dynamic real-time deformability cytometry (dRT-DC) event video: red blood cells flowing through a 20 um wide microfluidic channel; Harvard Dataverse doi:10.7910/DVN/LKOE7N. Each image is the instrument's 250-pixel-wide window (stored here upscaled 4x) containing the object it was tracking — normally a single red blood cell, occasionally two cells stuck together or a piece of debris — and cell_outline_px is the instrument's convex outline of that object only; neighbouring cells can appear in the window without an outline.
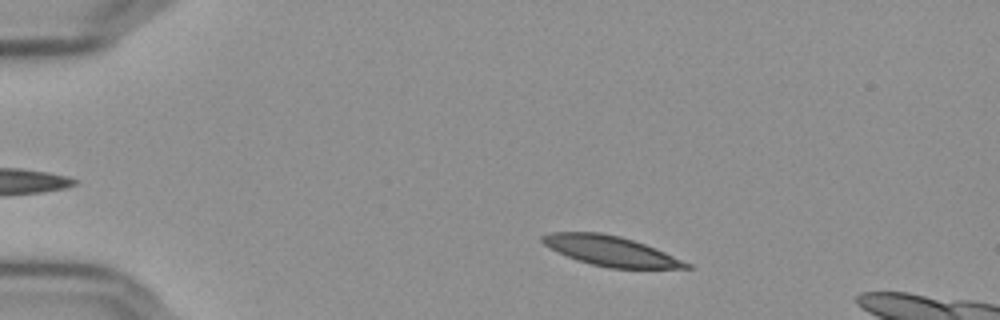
{"species": "Egyptian fruit bat (a non-hibernating species)", "species_latin": "Rousettus aegyptiacus", "temperature_condition": "cold", "stored_images_in_passage": 52, "segment_of_instrument_passage": [1, 2], "camera_frame_rate_fps": 3000, "um_per_image_px": 0.085, "frame": {"image": 1, "passage_image": 6, "time_ms": 1.667, "image_size_px": [1000, 320], "cell_outline_px": [[692, 268], [608, 268], [576, 260], [548, 248], [540, 240], [540, 236], [552, 232], [600, 232], [620, 236], [644, 244], [664, 252], [692, 264]], "centroid_in_image_um": [51.86, 21.33], "position_along_channel_um": 33.1, "area_um2": 24.97}}
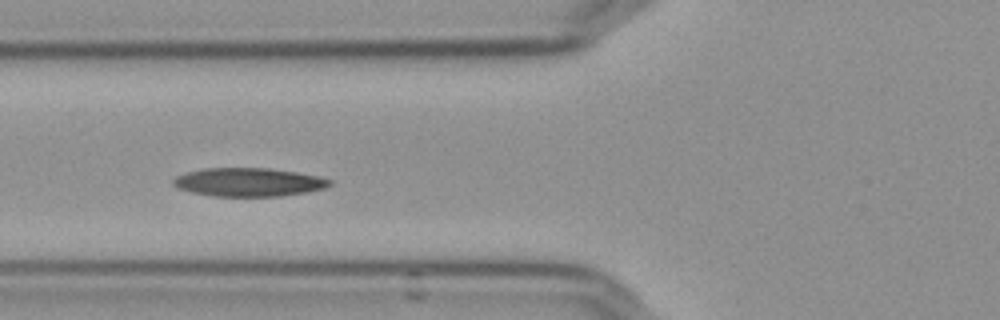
{"frame": {"image": 2, "passage_image": 17, "time_ms": 5.333, "image_size_px": [1000, 320], "cell_outline_px": [[332, 184], [324, 188], [304, 192], [280, 196], [212, 196], [192, 192], [180, 188], [172, 184], [172, 180], [176, 176], [188, 172], [204, 168], [268, 168], [296, 172], [316, 176], [332, 180]], "centroid_in_image_um": [21.11, 15.48], "position_along_channel_um": 104.7, "area_um2": 25.72}}
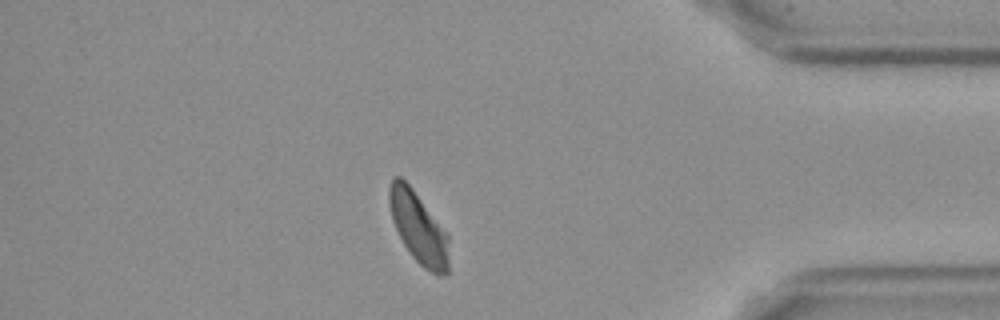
{"frame": {"image": 3, "passage_image": 44, "time_ms": 14.333, "image_size_px": [1000, 320], "cell_outline_px": [[448, 272], [440, 276], [436, 276], [424, 268], [412, 256], [404, 244], [392, 220], [388, 204], [388, 192], [392, 176], [400, 176], [412, 188], [448, 232]], "centroid_in_image_um": [35.57, 19.34], "position_along_channel_um": 399.6, "area_um2": 24.91}}